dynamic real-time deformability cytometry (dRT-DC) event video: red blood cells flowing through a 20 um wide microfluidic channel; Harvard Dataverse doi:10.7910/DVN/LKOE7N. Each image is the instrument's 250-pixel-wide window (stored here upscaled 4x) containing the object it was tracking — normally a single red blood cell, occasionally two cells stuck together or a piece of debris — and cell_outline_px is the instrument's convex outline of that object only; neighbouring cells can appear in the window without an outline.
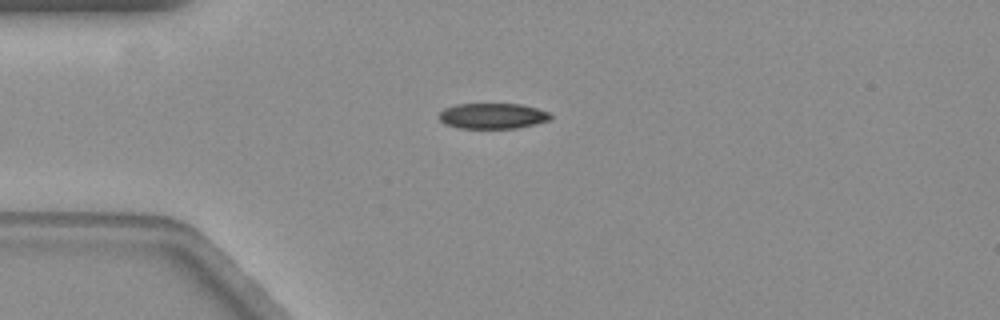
{"species": "common noctule bat (a hibernating species)", "species_latin": "Nyctalus noctula", "temperature_condition": "warm", "stored_images_in_passage": 44, "camera_frame_rate_fps": 3000, "um_per_image_px": 0.085, "animal": {"sex": "female", "body_mass_g": 19.3, "forearm_length_mm": 54.1}, "frame": {"image": 1, "passage_image": 1, "time_ms": 0.0, "image_size_px": [1000, 320], "cell_outline_px": [[552, 120], [536, 124], [516, 128], [460, 128], [444, 124], [440, 120], [440, 112], [444, 108], [456, 104], [520, 104], [536, 108], [548, 112], [552, 116]], "centroid_in_image_um": [41.89, 9.86], "position_along_channel_um": 43.1, "area_um2": 16.65}}
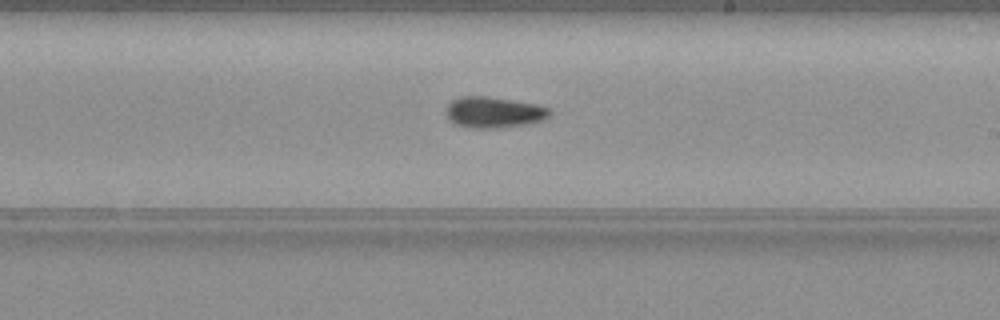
{"frame": {"image": 2, "passage_image": 20, "time_ms": 6.333, "image_size_px": [1000, 320], "cell_outline_px": [[552, 112], [544, 120], [528, 124], [492, 128], [472, 128], [456, 124], [448, 120], [444, 112], [444, 108], [452, 100], [460, 96], [488, 96], [536, 104], [552, 108]], "centroid_in_image_um": [41.95, 9.54], "position_along_channel_um": 247.0, "area_um2": 19.02}}
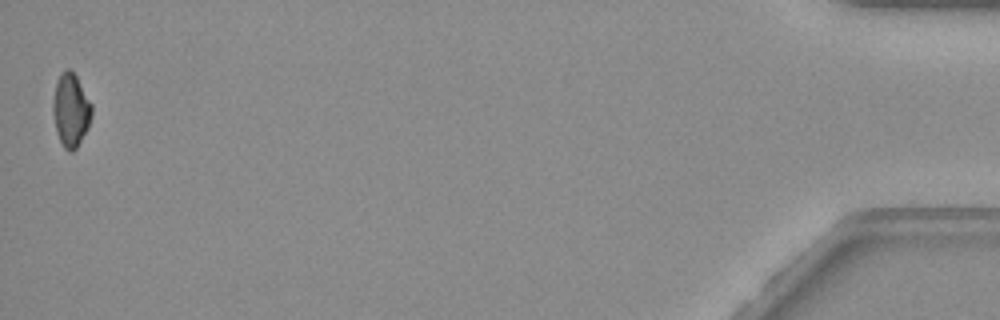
{"frame": {"image": 3, "passage_image": 44, "time_ms": 14.333, "image_size_px": [1000, 320], "cell_outline_px": [[92, 116], [88, 128], [76, 148], [72, 152], [68, 152], [64, 148], [56, 132], [52, 112], [52, 104], [56, 84], [60, 72], [64, 68], [68, 68], [76, 76], [92, 104]], "centroid_in_image_um": [6.01, 9.36], "position_along_channel_um": 429.2, "area_um2": 16.65}, "authors_computed_cell_mechanics": {"area_um2": 18.1203, "velocity_mm_per_s": 3.5397, "shape_relaxation_time_tau1_ms": 10.3213, "shape_relaxation_time_tau2_ms": null, "deformation_change_tau1": 0.1979, "deformation_change_tau2": null}}